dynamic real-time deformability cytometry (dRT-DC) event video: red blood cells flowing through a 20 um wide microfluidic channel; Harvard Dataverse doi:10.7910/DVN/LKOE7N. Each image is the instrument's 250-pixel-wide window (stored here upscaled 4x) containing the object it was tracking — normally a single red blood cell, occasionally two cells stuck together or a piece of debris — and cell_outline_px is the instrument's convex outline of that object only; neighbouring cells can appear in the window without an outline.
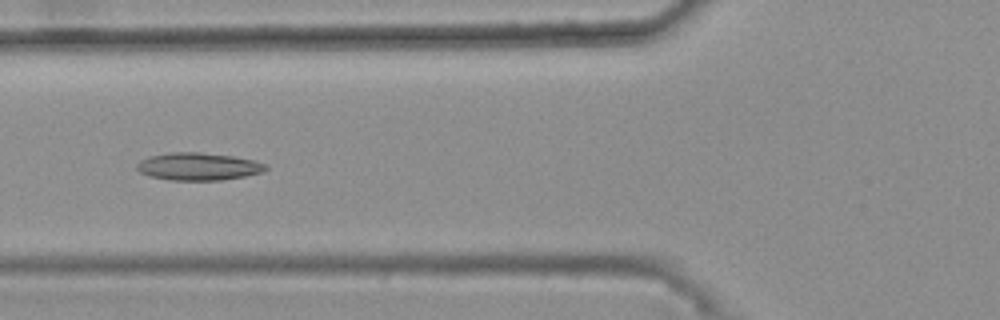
{"species": "common noctule bat (a hibernating species)", "species_latin": "Nyctalus noctula", "temperature_condition": "warm", "stored_images_in_passage": 45, "camera_frame_rate_fps": 3000, "um_per_image_px": 0.085, "animal": {"sex": "female", "body_mass_g": 25.1}, "frame": {"image": 1, "passage_image": 19, "time_ms": 6.0, "image_size_px": [1000, 320], "cell_outline_px": [[268, 168], [260, 172], [244, 176], [220, 180], [172, 180], [148, 176], [140, 172], [136, 168], [136, 164], [140, 160], [148, 156], [172, 152], [200, 152], [232, 156], [252, 160], [264, 164]], "centroid_in_image_um": [16.78, 14.15], "position_along_channel_um": 109.0, "area_um2": 20.52}}
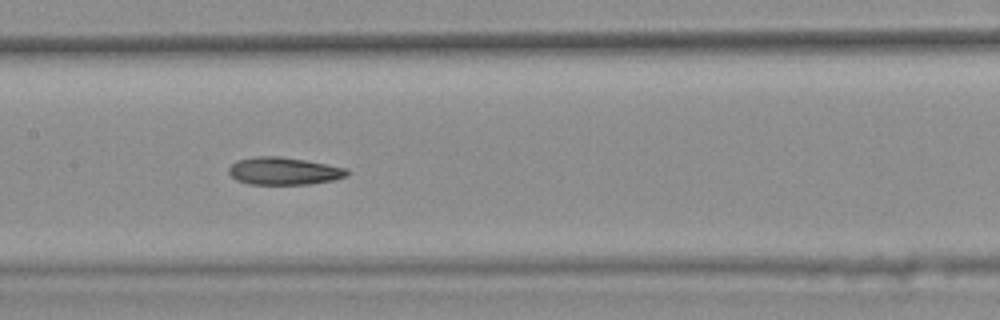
{"frame": {"image": 2, "passage_image": 25, "time_ms": 8.0, "image_size_px": [1000, 320], "cell_outline_px": [[348, 176], [332, 180], [308, 184], [248, 184], [236, 180], [228, 172], [228, 168], [236, 160], [256, 156], [280, 156], [328, 164], [348, 168]], "centroid_in_image_um": [24.11, 14.53], "position_along_channel_um": 183.3, "area_um2": 19.02}}
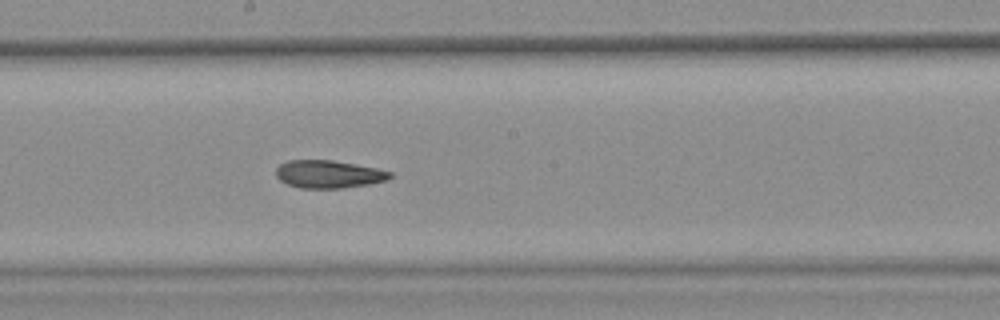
{"frame": {"image": 3, "passage_image": 28, "time_ms": 9.0, "image_size_px": [1000, 320], "cell_outline_px": [[392, 176], [388, 180], [368, 184], [344, 188], [300, 188], [288, 184], [280, 180], [276, 176], [276, 168], [280, 164], [288, 160], [332, 160], [356, 164], [376, 168], [392, 172]], "centroid_in_image_um": [27.93, 14.8], "position_along_channel_um": 220.3, "area_um2": 18.5}, "authors_computed_cell_mechanics": {"area_um2": 19.1318, "velocity_mm_per_s": 3.7176, "shape_relaxation_time_tau1_ms": null, "shape_relaxation_time_tau2_ms": 3.56, "deformation_change_tau1": null, "deformation_change_tau2": 0.1064}}